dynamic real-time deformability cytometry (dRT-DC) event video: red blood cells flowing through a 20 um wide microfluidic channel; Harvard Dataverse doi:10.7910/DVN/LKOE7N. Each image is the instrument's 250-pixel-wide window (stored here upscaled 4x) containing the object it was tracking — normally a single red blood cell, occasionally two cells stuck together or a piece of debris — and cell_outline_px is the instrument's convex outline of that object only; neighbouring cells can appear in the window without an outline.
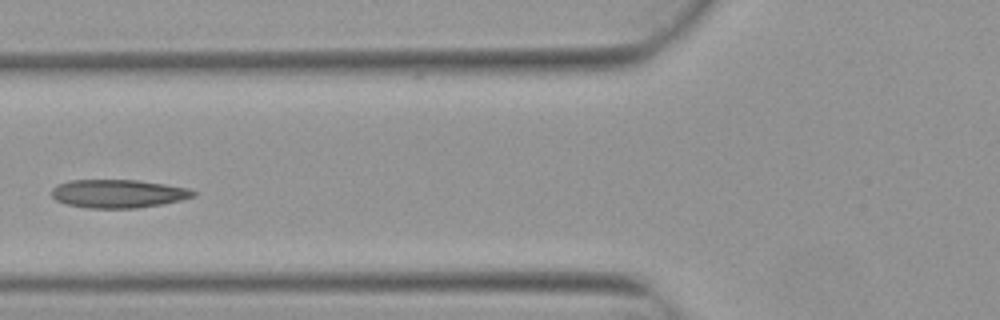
{"species": "Egyptian fruit bat (a non-hibernating species)", "species_latin": "Rousettus aegyptiacus", "temperature_condition": "warm", "stored_images_in_passage": 3, "camera_frame_rate_fps": 3000, "um_per_image_px": 0.085, "animal": {"sex": "female"}, "frame": {"image": 1, "passage_image": 2, "time_ms": 0.333, "image_size_px": [1000, 320], "cell_outline_px": [[196, 196], [180, 200], [160, 204], [136, 208], [88, 208], [64, 204], [56, 200], [52, 196], [52, 188], [56, 184], [72, 180], [136, 180], [164, 184], [188, 188], [196, 192]], "centroid_in_image_um": [10.01, 16.46], "position_along_channel_um": 115.8, "area_um2": 23.35}}
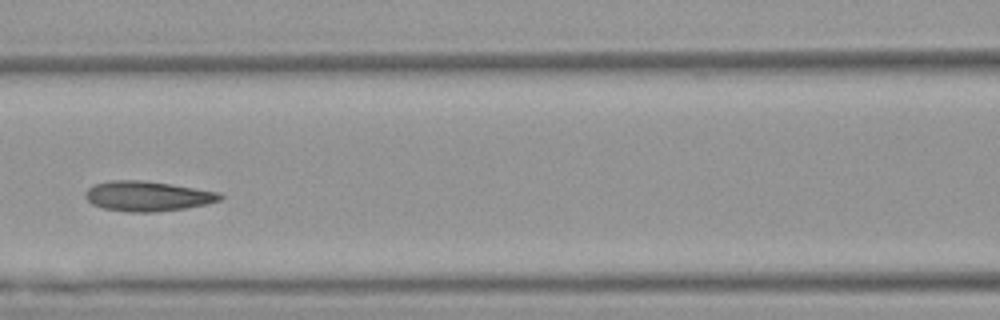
{"frame": {"image": 2, "passage_image": 3, "time_ms": 0.667, "image_size_px": [1000, 320], "cell_outline_px": [[224, 196], [220, 200], [208, 204], [184, 208], [152, 212], [128, 212], [104, 208], [92, 204], [84, 196], [84, 192], [92, 184], [108, 180], [144, 180], [172, 184], [220, 192]], "centroid_in_image_um": [12.52, 16.66], "position_along_channel_um": 154.1, "area_um2": 23.76}}